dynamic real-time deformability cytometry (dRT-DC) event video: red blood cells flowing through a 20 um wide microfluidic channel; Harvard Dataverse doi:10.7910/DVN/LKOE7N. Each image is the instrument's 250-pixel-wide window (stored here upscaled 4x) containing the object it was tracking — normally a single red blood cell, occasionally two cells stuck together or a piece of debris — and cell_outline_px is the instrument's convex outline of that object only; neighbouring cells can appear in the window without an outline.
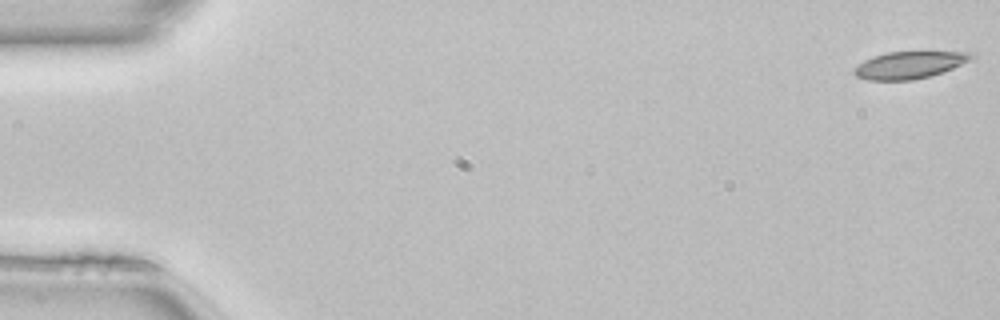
{"species": "common noctule bat (a hibernating species)", "species_latin": "Nyctalus noctula", "temperature_condition": "room temperature", "stored_images_in_passage": 50, "camera_frame_rate_fps": 3000, "um_per_image_px": 0.085, "animal": {"sex": "female", "body_mass_g": 22.7, "forearm_length_mm": 54.2}, "frame": {"image": 1, "passage_image": 1, "time_ms": 0.0, "image_size_px": [1000, 320], "cell_outline_px": [[976, 56], [972, 60], [952, 68], [928, 76], [912, 80], [868, 80], [856, 76], [852, 72], [864, 60], [872, 56], [888, 52], [972, 52]], "centroid_in_image_um": [77.31, 5.52], "position_along_channel_um": 7.7, "area_um2": 18.32}}
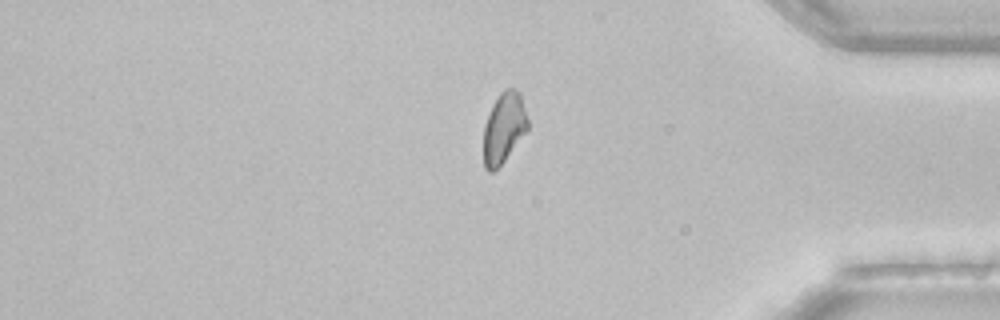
{"frame": {"image": 2, "passage_image": 42, "time_ms": 13.667, "image_size_px": [1000, 320], "cell_outline_px": [[528, 128], [504, 160], [492, 172], [488, 172], [484, 168], [484, 124], [492, 104], [500, 92], [504, 88], [512, 88], [520, 92], [528, 120]], "centroid_in_image_um": [42.81, 10.83], "position_along_channel_um": 392.4, "area_um2": 17.98}}
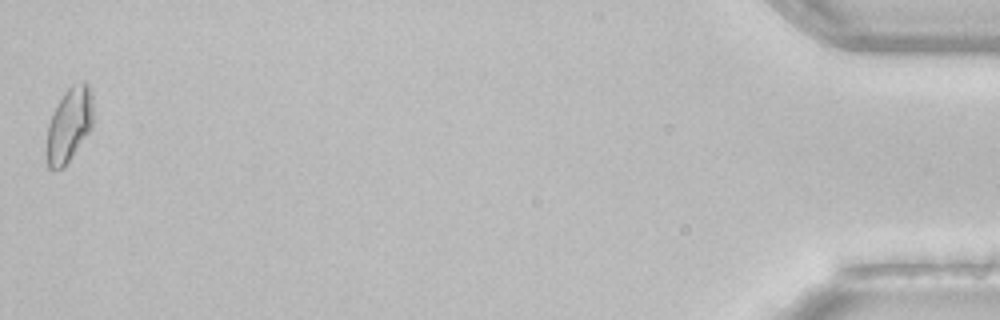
{"frame": {"image": 3, "passage_image": 50, "time_ms": 16.333, "image_size_px": [1000, 320], "cell_outline_px": [[92, 128], [68, 160], [60, 168], [48, 168], [48, 124], [64, 92], [72, 84], [84, 80], [88, 84], [92, 100]], "centroid_in_image_um": [5.91, 10.53], "position_along_channel_um": 429.3, "area_um2": 19.31}, "authors_computed_cell_mechanics": {"area_um2": 18.9584, "velocity_mm_per_s": 4.1001, "shape_relaxation_time_tau1_ms": null, "shape_relaxation_time_tau2_ms": 4.3585, "deformation_change_tau1": null, "deformation_change_tau2": 0.1031}}